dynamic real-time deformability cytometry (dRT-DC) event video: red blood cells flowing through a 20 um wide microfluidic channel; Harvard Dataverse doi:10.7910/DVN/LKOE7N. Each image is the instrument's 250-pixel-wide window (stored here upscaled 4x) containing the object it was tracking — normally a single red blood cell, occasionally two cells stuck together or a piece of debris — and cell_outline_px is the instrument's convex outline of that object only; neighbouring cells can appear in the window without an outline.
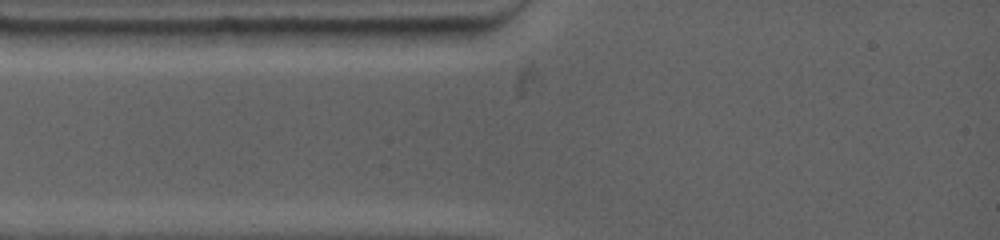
{"species": "common noctule bat (a hibernating species)", "species_latin": "Nyctalus noctula", "temperature_condition": "warm", "stored_images_in_passage": 2, "segment_of_instrument_passage": [1, 2], "camera_frame_rate_fps": 4500, "um_per_image_px": 0.085, "animal": {"sex": "female", "body_mass_g": 19.0, "forearm_length_mm": 53.3}, "frame": {"image": 1, "passage_image": 1, "time_ms": 0.0, "image_size_px": [1000, 240], "cell_outline_px": [[504, 20], [496, 28], [468, 44], [404, 48], [352, 44], [348, 40], [340, 28]], "centroid_in_image_um": [35.72, 2.91], "position_along_channel_um": 49.3, "area_um2": 21.96}}